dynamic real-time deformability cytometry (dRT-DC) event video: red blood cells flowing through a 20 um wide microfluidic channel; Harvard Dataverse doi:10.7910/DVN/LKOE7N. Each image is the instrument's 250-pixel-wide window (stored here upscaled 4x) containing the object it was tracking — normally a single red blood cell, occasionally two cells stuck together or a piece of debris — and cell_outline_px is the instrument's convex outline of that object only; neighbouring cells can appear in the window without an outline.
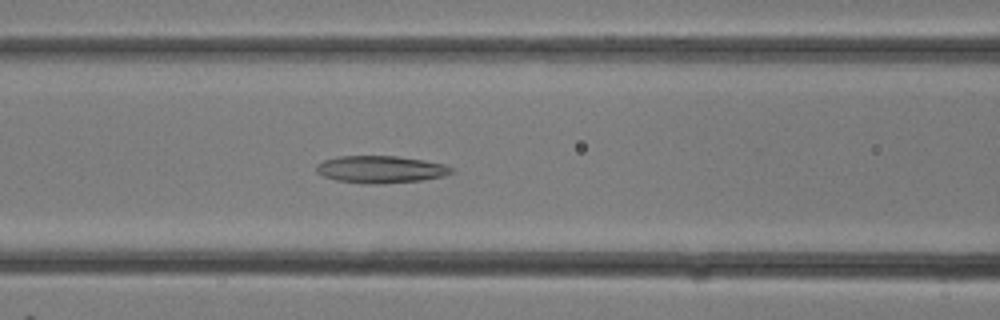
{"species": "common noctule bat (a hibernating species)", "species_latin": "Nyctalus noctula", "temperature_condition": "room temperature", "stored_images_in_passage": 29, "camera_frame_rate_fps": 3000, "um_per_image_px": 0.085, "animal": {"sex": "female"}, "frame": {"image": 1, "passage_image": 12, "time_ms": 3.667, "image_size_px": [1000, 320], "cell_outline_px": [[456, 172], [444, 176], [420, 180], [376, 184], [336, 180], [324, 176], [316, 172], [316, 164], [324, 160], [336, 156], [396, 156], [424, 160], [444, 164], [452, 168]], "centroid_in_image_um": [32.36, 14.38], "position_along_channel_um": 134.2, "area_um2": 21.33}}
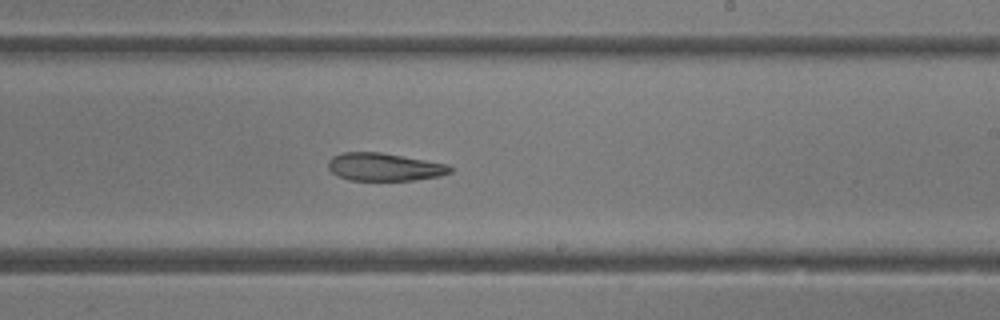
{"frame": {"image": 2, "passage_image": 17, "time_ms": 5.333, "image_size_px": [1000, 320], "cell_outline_px": [[452, 172], [440, 176], [412, 180], [348, 180], [332, 172], [328, 168], [328, 160], [332, 156], [340, 152], [380, 152], [448, 164], [452, 168]], "centroid_in_image_um": [32.65, 14.18], "position_along_channel_um": 256.3, "area_um2": 19.77}}
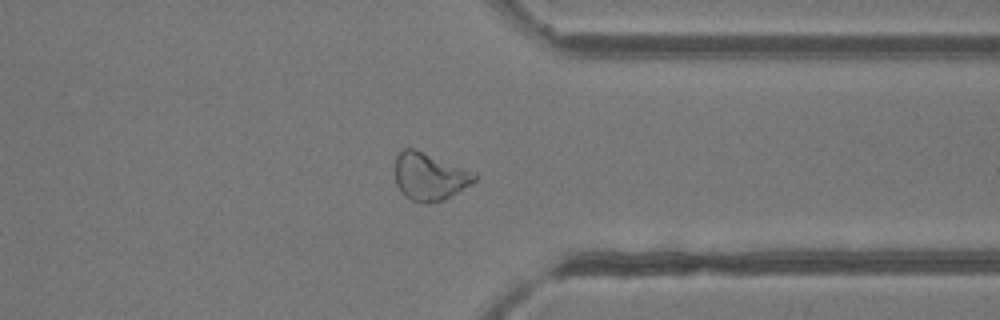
{"frame": {"image": 3, "passage_image": 22, "time_ms": 7.0, "image_size_px": [1000, 320], "cell_outline_px": [[476, 180], [452, 196], [428, 204], [424, 204], [412, 200], [404, 196], [400, 192], [396, 184], [392, 168], [396, 152], [404, 148], [412, 148], [476, 172]], "centroid_in_image_um": [36.43, 15.0], "position_along_channel_um": 375.0, "area_um2": 22.43}}